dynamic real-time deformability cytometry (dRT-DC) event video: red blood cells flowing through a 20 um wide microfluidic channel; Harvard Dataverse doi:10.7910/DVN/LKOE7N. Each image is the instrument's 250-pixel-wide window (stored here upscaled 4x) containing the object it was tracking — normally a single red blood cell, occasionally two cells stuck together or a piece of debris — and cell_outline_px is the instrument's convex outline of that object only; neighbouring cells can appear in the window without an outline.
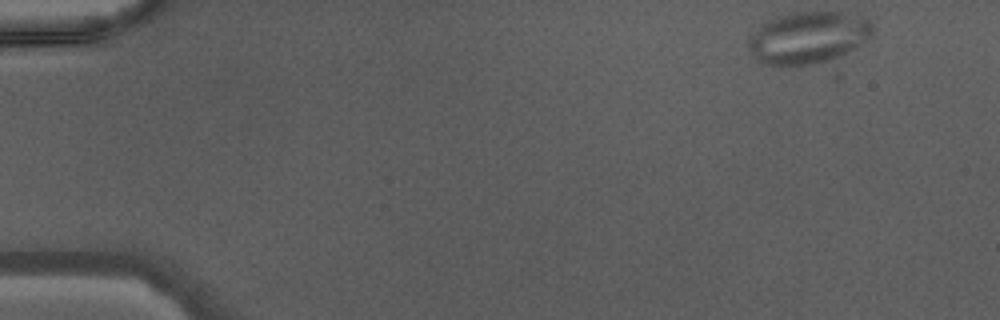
{"species": "Egyptian fruit bat (a non-hibernating species)", "species_latin": "Rousettus aegyptiacus", "temperature_condition": "warm", "stored_images_in_passage": 11, "camera_frame_rate_fps": 3000, "um_per_image_px": 0.085, "animal": {"sex": "male"}, "frame": {"image": 1, "passage_image": 1, "time_ms": 0.0, "image_size_px": [1000, 320], "cell_outline_px": [[872, 36], [868, 40], [836, 56], [812, 64], [764, 64], [756, 60], [748, 48], [748, 40], [764, 24], [780, 16], [792, 12], [840, 12], [864, 16], [868, 20], [872, 28]], "centroid_in_image_um": [68.71, 3.17], "position_along_channel_um": 16.3, "area_um2": 36.47}}